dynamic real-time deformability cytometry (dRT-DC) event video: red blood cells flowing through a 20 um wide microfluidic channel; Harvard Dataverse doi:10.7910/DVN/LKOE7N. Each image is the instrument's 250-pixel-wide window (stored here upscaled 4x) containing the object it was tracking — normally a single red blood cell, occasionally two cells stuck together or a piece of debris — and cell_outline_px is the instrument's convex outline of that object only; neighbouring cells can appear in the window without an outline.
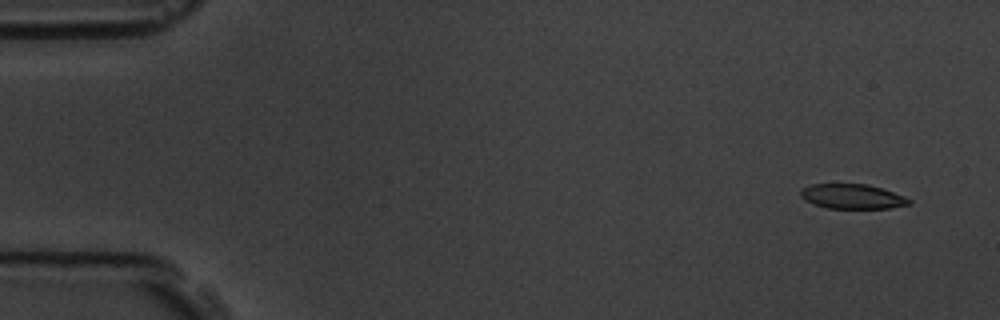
{"species": "common noctule bat (a hibernating species)", "species_latin": "Nyctalus noctula", "temperature_condition": "room temperature", "stored_images_in_passage": 4, "camera_frame_rate_fps": 3000, "um_per_image_px": 0.085, "animal": {"sex": "male", "body_mass_g": 19.5, "forearm_length_mm": 54.6}, "frame": {"image": 1, "passage_image": 1, "time_ms": 0.0, "image_size_px": [1000, 320], "cell_outline_px": [[912, 204], [892, 208], [828, 208], [804, 200], [800, 196], [800, 188], [812, 184], [868, 184], [904, 196], [912, 200]], "centroid_in_image_um": [72.45, 16.7], "position_along_channel_um": 12.6, "area_um2": 15.61}}
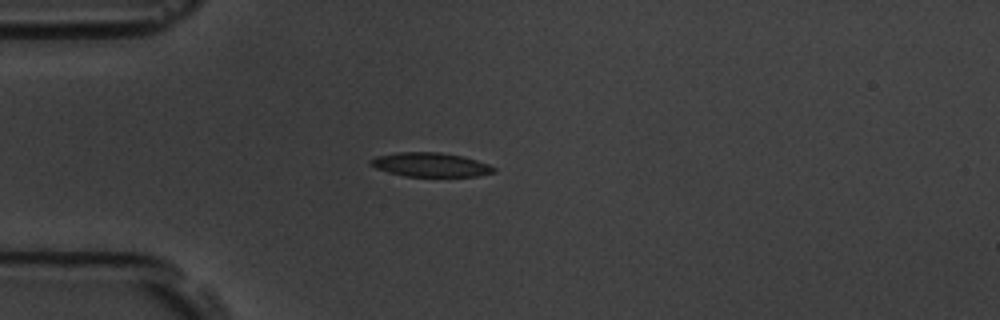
{"frame": {"image": 2, "passage_image": 4, "time_ms": 1.0, "image_size_px": [1000, 320], "cell_outline_px": [[496, 172], [476, 176], [404, 176], [388, 172], [376, 168], [368, 160], [376, 156], [396, 152], [440, 152], [464, 156], [488, 164], [496, 168]], "centroid_in_image_um": [36.6, 13.99], "position_along_channel_um": 48.4, "area_um2": 17.28}}